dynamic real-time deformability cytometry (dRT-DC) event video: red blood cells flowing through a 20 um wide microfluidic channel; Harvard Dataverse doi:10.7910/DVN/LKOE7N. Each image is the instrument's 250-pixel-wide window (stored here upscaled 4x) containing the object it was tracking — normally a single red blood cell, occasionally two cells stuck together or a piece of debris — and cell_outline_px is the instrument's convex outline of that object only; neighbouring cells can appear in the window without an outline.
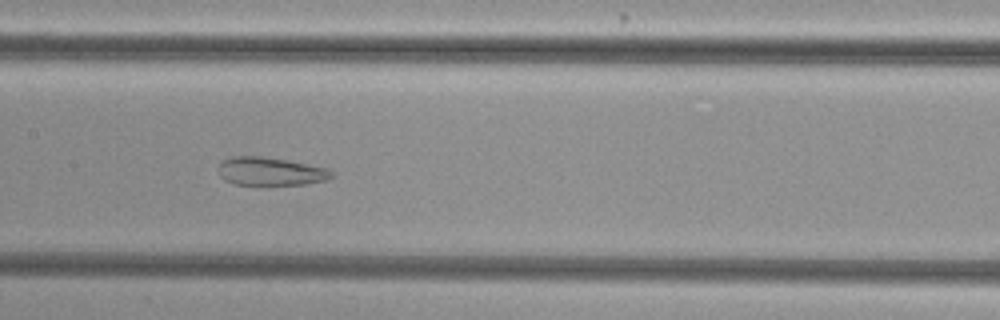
{"species": "common noctule bat (a hibernating species)", "species_latin": "Nyctalus noctula", "temperature_condition": "cold", "stored_images_in_passage": 55, "camera_frame_rate_fps": 3000, "um_per_image_px": 0.085, "animal": {"sex": "female", "body_mass_g": 29.2, "forearm_length_mm": 56.3}, "frame": {"image": 1, "passage_image": 27, "time_ms": 8.667, "image_size_px": [1000, 320], "cell_outline_px": [[332, 176], [328, 180], [304, 184], [260, 188], [236, 184], [224, 180], [220, 176], [216, 168], [224, 160], [232, 156], [260, 156], [288, 160], [328, 168], [332, 172]], "centroid_in_image_um": [22.96, 14.62], "position_along_channel_um": 184.4, "area_um2": 19.54}}
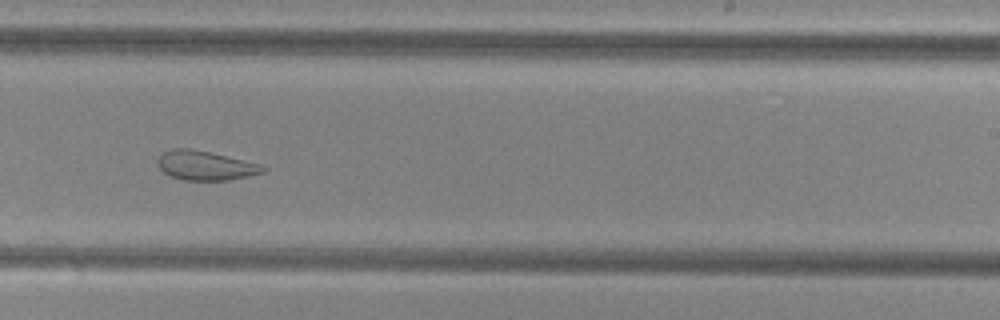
{"frame": {"image": 2, "passage_image": 34, "time_ms": 11.0, "image_size_px": [1000, 320], "cell_outline_px": [[268, 168], [264, 172], [248, 176], [228, 180], [184, 180], [172, 176], [164, 172], [156, 164], [156, 160], [160, 152], [172, 148], [192, 148], [260, 164]], "centroid_in_image_um": [17.41, 14.05], "position_along_channel_um": 271.6, "area_um2": 18.03}}
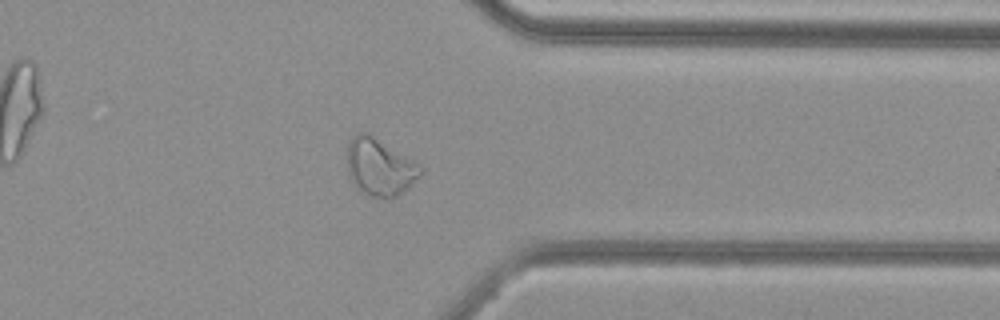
{"frame": {"image": 3, "passage_image": 43, "time_ms": 14.0, "image_size_px": [1000, 320], "cell_outline_px": [[424, 172], [404, 192], [396, 196], [372, 196], [356, 188], [352, 184], [348, 176], [348, 140], [356, 132], [368, 132], [416, 160], [424, 168]], "centroid_in_image_um": [32.3, 14.15], "position_along_channel_um": 379.1, "area_um2": 24.85}, "authors_computed_cell_mechanics": {"area_um2": 26.877, "velocity_mm_per_s": 3.7413, "shape_relaxation_time_tau1_ms": null, "shape_relaxation_time_tau2_ms": 2.2172, "deformation_change_tau1": null, "deformation_change_tau2": 0.0943}}